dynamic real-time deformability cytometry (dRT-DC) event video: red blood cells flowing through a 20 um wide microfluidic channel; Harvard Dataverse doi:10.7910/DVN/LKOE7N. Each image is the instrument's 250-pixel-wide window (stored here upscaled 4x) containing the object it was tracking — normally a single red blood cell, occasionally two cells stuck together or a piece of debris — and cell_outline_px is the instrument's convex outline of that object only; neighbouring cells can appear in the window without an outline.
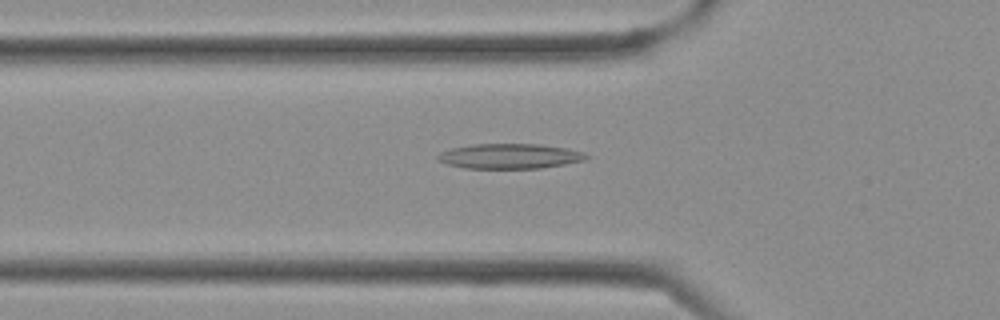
{"species": "Egyptian fruit bat (a non-hibernating species)", "species_latin": "Rousettus aegyptiacus", "temperature_condition": "cold", "stored_images_in_passage": 29, "camera_frame_rate_fps": 3000, "um_per_image_px": 0.085, "frame": {"image": 1, "passage_image": 4, "time_ms": 1.0, "image_size_px": [1000, 320], "cell_outline_px": [[592, 156], [584, 160], [564, 164], [540, 168], [464, 168], [448, 164], [436, 160], [436, 156], [440, 152], [452, 148], [476, 144], [540, 144], [564, 148], [584, 152]], "centroid_in_image_um": [43.32, 13.27], "position_along_channel_um": 82.5, "area_um2": 21.56}}
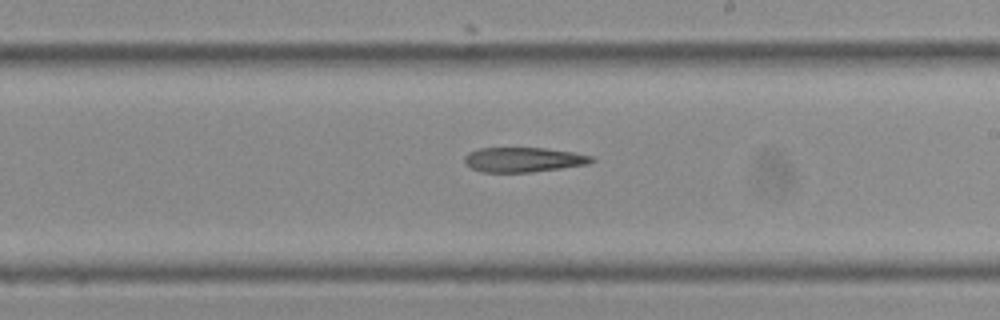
{"frame": {"image": 2, "passage_image": 13, "time_ms": 4.0, "image_size_px": [1000, 320], "cell_outline_px": [[596, 160], [588, 164], [532, 172], [480, 172], [464, 164], [464, 156], [468, 152], [480, 148], [544, 148], [572, 152], [592, 156]], "centroid_in_image_um": [44.46, 13.57], "position_along_channel_um": 244.5, "area_um2": 18.32}}
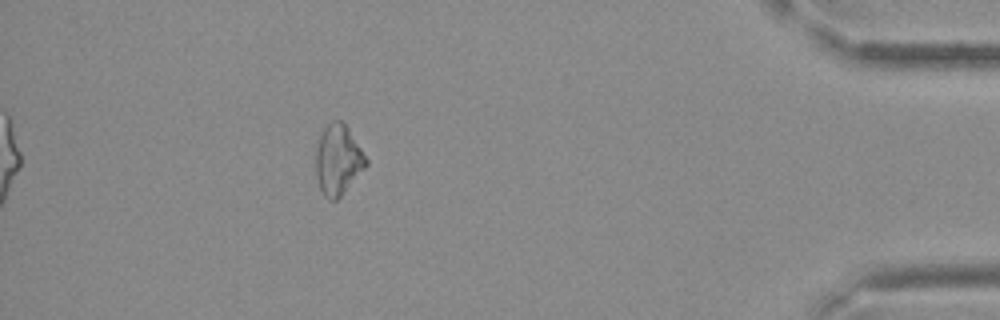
{"frame": {"image": 3, "passage_image": 25, "time_ms": 8.0, "image_size_px": [1000, 320], "cell_outline_px": [[368, 164], [344, 192], [336, 200], [328, 200], [324, 196], [320, 188], [316, 176], [316, 148], [320, 136], [324, 128], [332, 120], [340, 120], [348, 128], [368, 160]], "centroid_in_image_um": [28.72, 13.59], "position_along_channel_um": 406.5, "area_um2": 20.29}}